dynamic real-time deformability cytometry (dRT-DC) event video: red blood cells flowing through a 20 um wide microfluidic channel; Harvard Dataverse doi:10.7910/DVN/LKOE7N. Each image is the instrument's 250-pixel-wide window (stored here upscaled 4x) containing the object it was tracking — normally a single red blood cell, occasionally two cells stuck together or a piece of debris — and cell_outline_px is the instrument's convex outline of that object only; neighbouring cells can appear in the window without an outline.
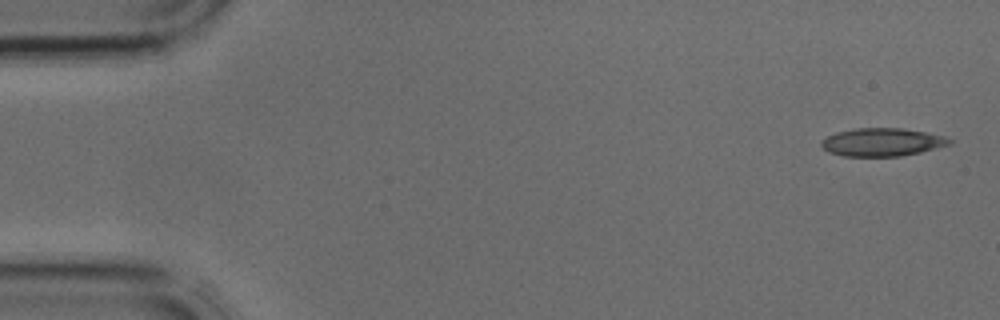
{"species": "common noctule bat (a hibernating species)", "species_latin": "Nyctalus noctula", "temperature_condition": "cold", "stored_images_in_passage": 4, "camera_frame_rate_fps": 3000, "um_per_image_px": 0.085, "animal": {"sex": "male", "body_mass_g": 17.9, "forearm_length_mm": 54.2}, "frame": {"image": 1, "passage_image": 1, "time_ms": 0.0, "image_size_px": [1000, 320], "cell_outline_px": [[952, 144], [920, 152], [900, 156], [844, 156], [828, 152], [820, 144], [820, 140], [836, 132], [856, 128], [904, 128], [944, 136], [952, 140]], "centroid_in_image_um": [74.97, 12.08], "position_along_channel_um": 10.0, "area_um2": 20.92}}
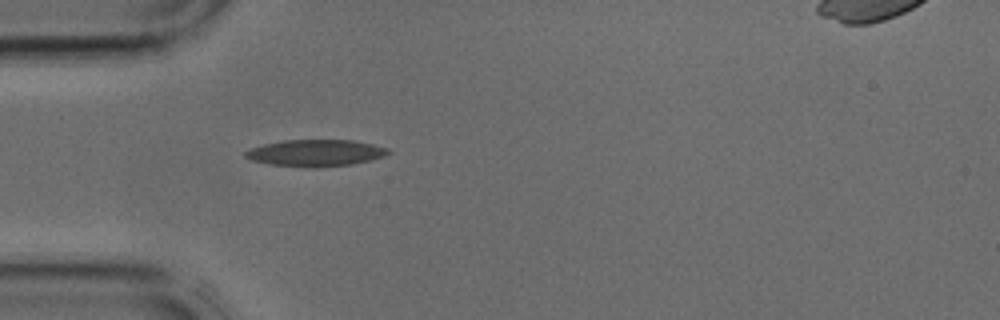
{"frame": {"image": 2, "passage_image": 4, "time_ms": 1.0, "image_size_px": [1000, 320], "cell_outline_px": [[392, 152], [384, 156], [372, 160], [352, 164], [316, 168], [308, 168], [268, 164], [252, 160], [244, 156], [244, 152], [248, 148], [264, 144], [284, 140], [352, 140], [372, 144], [388, 148]], "centroid_in_image_um": [26.81, 13.01], "position_along_channel_um": 58.2, "area_um2": 22.48}}